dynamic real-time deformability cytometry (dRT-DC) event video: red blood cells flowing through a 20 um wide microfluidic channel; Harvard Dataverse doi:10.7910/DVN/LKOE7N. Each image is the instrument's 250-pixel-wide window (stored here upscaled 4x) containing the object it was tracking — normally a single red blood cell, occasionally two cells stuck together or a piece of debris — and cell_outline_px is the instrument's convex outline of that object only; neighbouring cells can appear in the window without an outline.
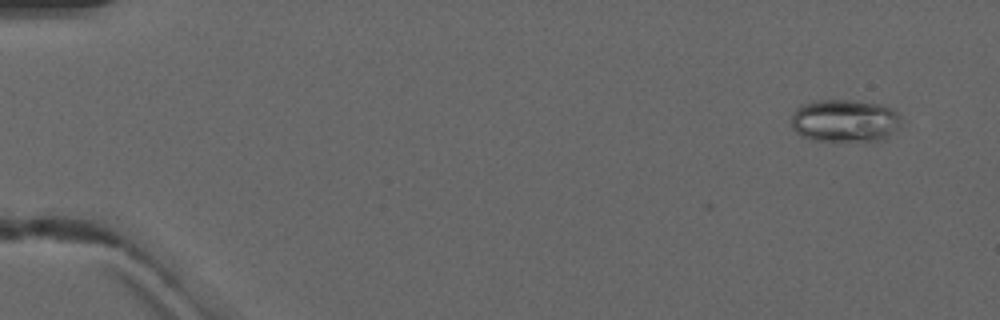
{"species": "common noctule bat (a hibernating species)", "species_latin": "Nyctalus noctula", "temperature_condition": "warm", "stored_images_in_passage": 7, "camera_frame_rate_fps": 3000, "um_per_image_px": 0.085, "animal": {"sex": "male", "forearm_length_mm": 52.5}, "frame": {"image": 1, "passage_image": 2, "time_ms": 1.0, "image_size_px": [1000, 320], "cell_outline_px": [[900, 124], [884, 140], [812, 140], [800, 136], [792, 128], [792, 112], [800, 104], [812, 100], [852, 100], [880, 104], [892, 108], [900, 116]], "centroid_in_image_um": [71.76, 10.24], "position_along_channel_um": 13.2, "area_um2": 27.4}}